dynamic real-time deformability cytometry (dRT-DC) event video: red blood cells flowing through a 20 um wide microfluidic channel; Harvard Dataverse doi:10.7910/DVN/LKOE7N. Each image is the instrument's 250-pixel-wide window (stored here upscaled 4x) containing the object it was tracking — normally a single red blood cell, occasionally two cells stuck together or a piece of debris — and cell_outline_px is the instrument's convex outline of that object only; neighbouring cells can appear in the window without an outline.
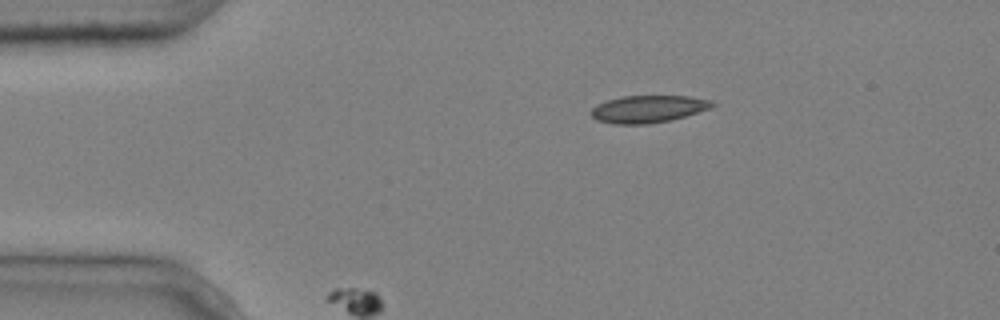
{"species": "common noctule bat (a hibernating species)", "species_latin": "Nyctalus noctula", "temperature_condition": "cold", "stored_images_in_passage": 7, "camera_frame_rate_fps": 3000, "um_per_image_px": 0.085, "animal": {"sex": "male", "body_mass_g": 20.4}, "frame": {"image": 1, "passage_image": 1, "time_ms": 0.0, "image_size_px": [1000, 320], "cell_outline_px": [[716, 104], [708, 108], [684, 116], [668, 120], [648, 124], [616, 124], [596, 120], [592, 116], [592, 108], [596, 104], [608, 100], [624, 96], [688, 96], [712, 100]], "centroid_in_image_um": [55.07, 9.26], "position_along_channel_um": 29.9, "area_um2": 18.96}}